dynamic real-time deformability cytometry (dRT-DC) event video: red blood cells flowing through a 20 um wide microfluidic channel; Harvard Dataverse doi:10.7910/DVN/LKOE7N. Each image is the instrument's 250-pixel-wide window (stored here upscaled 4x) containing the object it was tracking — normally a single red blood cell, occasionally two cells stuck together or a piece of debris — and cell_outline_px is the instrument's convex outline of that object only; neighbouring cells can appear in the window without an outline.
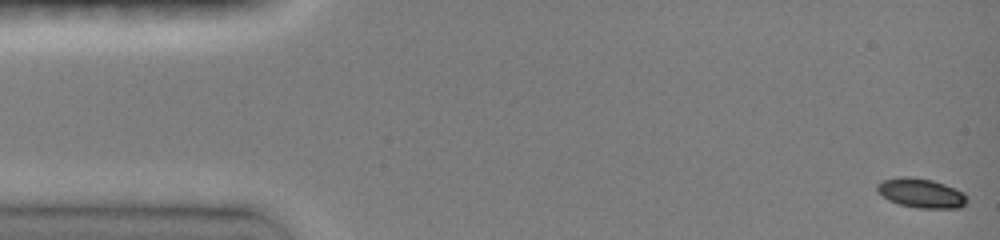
{"species": "common noctule bat (a hibernating species)", "species_latin": "Nyctalus noctula", "temperature_condition": "room temperature", "stored_images_in_passage": 25, "camera_frame_rate_fps": 3000, "um_per_image_px": 0.085, "animal": {"sex": "female", "body_mass_g": 19.0, "forearm_length_mm": 51.5}, "frame": {"image": 1, "passage_image": 1, "time_ms": 0.0, "image_size_px": [1000, 240], "cell_outline_px": [[968, 200], [960, 208], [916, 208], [900, 204], [888, 200], [876, 192], [876, 184], [884, 180], [900, 176], [908, 176], [932, 180], [944, 184], [964, 192], [968, 196]], "centroid_in_image_um": [78.28, 16.41], "position_along_channel_um": 6.7, "area_um2": 15.55}}
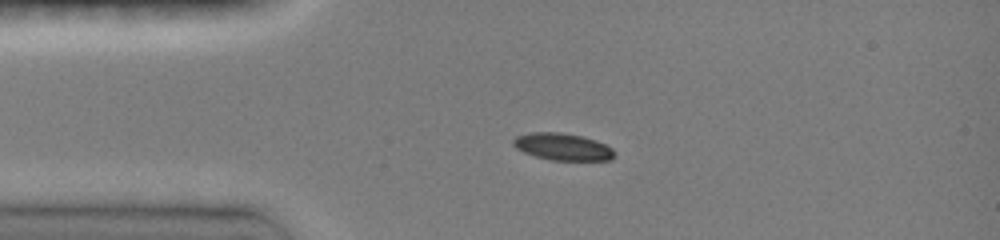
{"frame": {"image": 2, "passage_image": 14, "time_ms": 3.333, "image_size_px": [1000, 240], "cell_outline_px": [[612, 160], [552, 160], [536, 156], [524, 152], [516, 148], [512, 144], [512, 140], [516, 136], [528, 132], [560, 132], [580, 136], [596, 140], [612, 148]], "centroid_in_image_um": [47.77, 12.46], "position_along_channel_um": 37.2, "area_um2": 15.78}}
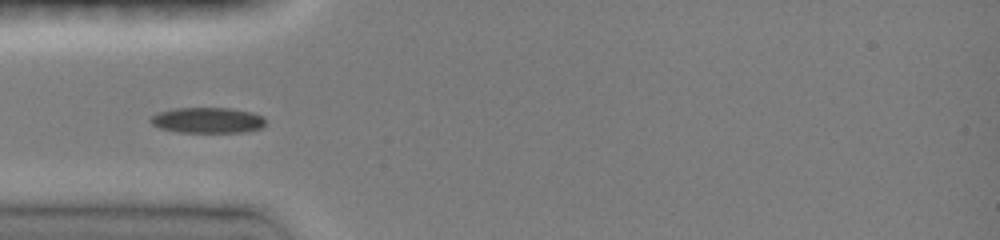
{"frame": {"image": 3, "passage_image": 23, "time_ms": 4.667, "image_size_px": [1000, 240], "cell_outline_px": [[264, 124], [260, 128], [244, 132], [180, 132], [160, 128], [152, 124], [148, 120], [152, 116], [160, 112], [176, 108], [232, 108], [252, 112], [264, 116]], "centroid_in_image_um": [17.65, 10.22], "position_along_channel_um": 67.3, "area_um2": 17.11}}